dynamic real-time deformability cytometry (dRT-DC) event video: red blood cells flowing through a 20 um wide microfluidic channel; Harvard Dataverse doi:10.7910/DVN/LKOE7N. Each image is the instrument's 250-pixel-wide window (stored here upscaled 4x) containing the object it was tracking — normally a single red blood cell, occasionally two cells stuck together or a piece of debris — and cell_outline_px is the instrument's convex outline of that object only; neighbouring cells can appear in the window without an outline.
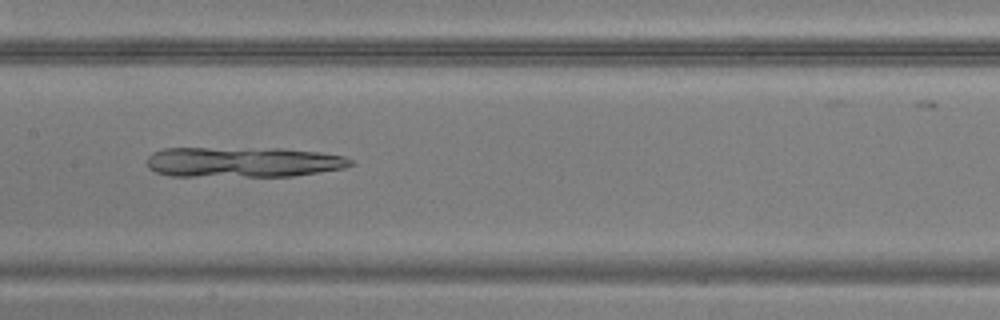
{"species": "common noctule bat (a hibernating species)", "species_latin": "Nyctalus noctula", "temperature_condition": "warm", "stored_images_in_passage": 49, "camera_frame_rate_fps": 3000, "um_per_image_px": 0.085, "animal": {"sex": "male", "body_mass_g": 20.5, "forearm_length_mm": 52.5}, "frame": {"image": 1, "passage_image": 24, "time_ms": 7.667, "image_size_px": [1000, 320], "cell_outline_px": [[356, 164], [344, 168], [292, 176], [168, 176], [156, 172], [148, 168], [148, 156], [152, 152], [164, 148], [280, 148], [320, 152], [344, 156], [352, 160]], "centroid_in_image_um": [20.66, 13.77], "position_along_channel_um": 186.7, "area_um2": 36.24}}
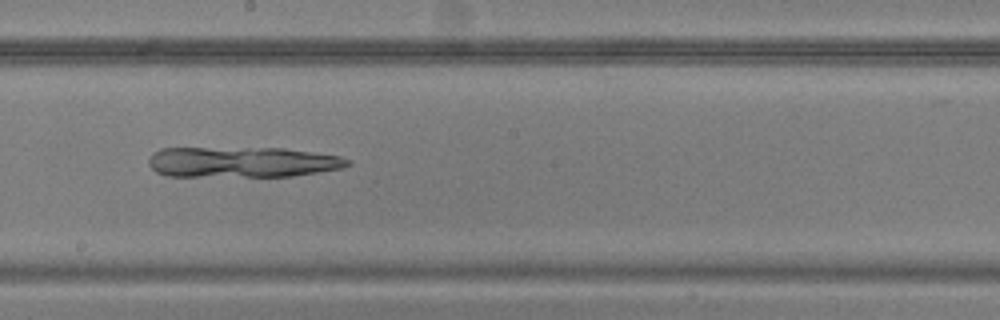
{"frame": {"image": 2, "passage_image": 27, "time_ms": 8.667, "image_size_px": [1000, 320], "cell_outline_px": [[352, 164], [344, 168], [292, 176], [168, 176], [156, 172], [148, 164], [148, 160], [152, 152], [160, 148], [284, 148], [340, 156], [352, 160]], "centroid_in_image_um": [20.59, 13.77], "position_along_channel_um": 227.6, "area_um2": 35.72}}
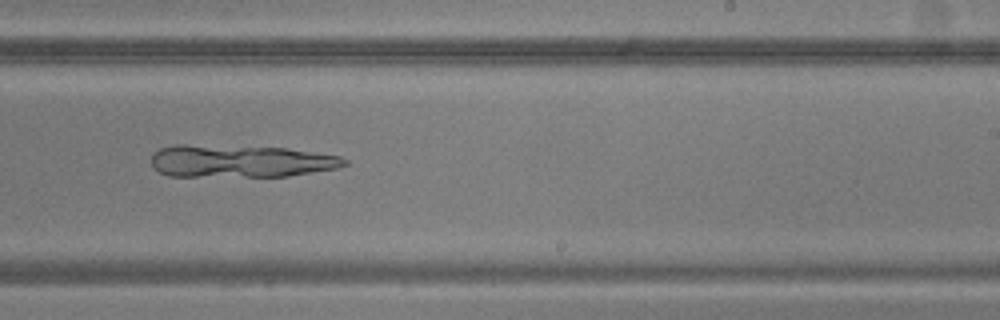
{"frame": {"image": 3, "passage_image": 30, "time_ms": 9.667, "image_size_px": [1000, 320], "cell_outline_px": [[348, 164], [340, 168], [288, 176], [168, 176], [152, 168], [152, 152], [160, 148], [172, 144], [184, 144], [288, 148], [340, 156], [348, 160]], "centroid_in_image_um": [20.42, 13.69], "position_along_channel_um": 268.6, "area_um2": 36.93}}